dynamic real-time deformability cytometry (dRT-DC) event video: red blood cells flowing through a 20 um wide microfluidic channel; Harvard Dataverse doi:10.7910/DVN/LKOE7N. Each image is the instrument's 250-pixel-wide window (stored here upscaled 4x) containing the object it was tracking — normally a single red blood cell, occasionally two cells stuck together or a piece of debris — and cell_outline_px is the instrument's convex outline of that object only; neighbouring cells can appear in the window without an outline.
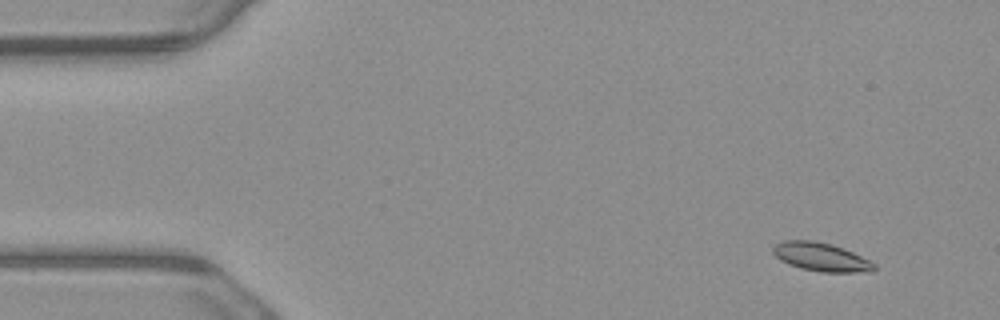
{"species": "common noctule bat (a hibernating species)", "species_latin": "Nyctalus noctula", "temperature_condition": "warm", "stored_images_in_passage": 5, "segment_of_instrument_passage": [1, 2], "camera_frame_rate_fps": 3000, "um_per_image_px": 0.085, "animal": {"sex": "male", "body_mass_g": 23.1, "forearm_length_mm": 52.7}, "frame": {"image": 1, "passage_image": 1, "time_ms": 0.0, "image_size_px": [1000, 320], "cell_outline_px": [[876, 268], [872, 272], [820, 272], [800, 268], [788, 264], [780, 260], [772, 252], [772, 248], [776, 244], [784, 240], [812, 240], [832, 244], [844, 248], [876, 264]], "centroid_in_image_um": [69.78, 21.84], "position_along_channel_um": 15.2, "area_um2": 16.88}}